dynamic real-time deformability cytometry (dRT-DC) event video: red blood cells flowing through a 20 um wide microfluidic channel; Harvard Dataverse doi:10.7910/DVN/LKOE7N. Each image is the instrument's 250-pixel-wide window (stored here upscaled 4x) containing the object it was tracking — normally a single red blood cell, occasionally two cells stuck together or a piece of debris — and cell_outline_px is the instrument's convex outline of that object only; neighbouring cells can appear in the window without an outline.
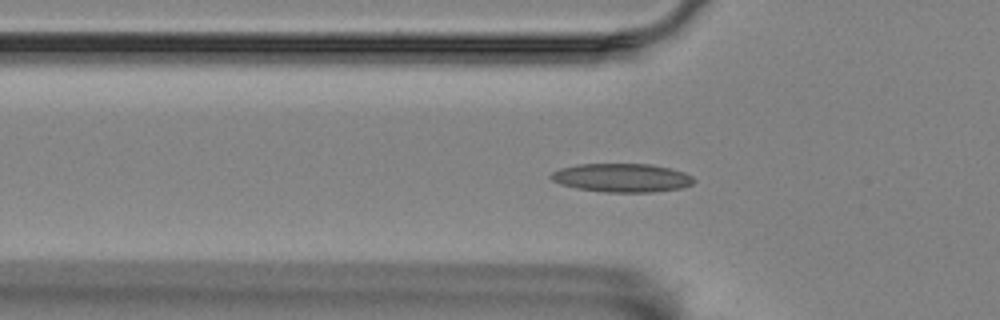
{"species": "Egyptian fruit bat (a non-hibernating species)", "species_latin": "Rousettus aegyptiacus", "temperature_condition": "room temperature", "stored_images_in_passage": 57, "camera_frame_rate_fps": 3000, "um_per_image_px": 0.085, "animal": {"sex": "female"}, "frame": {"image": 1, "passage_image": 18, "time_ms": 5.667, "image_size_px": [1000, 320], "cell_outline_px": [[696, 180], [692, 184], [684, 188], [652, 192], [604, 192], [576, 188], [560, 184], [552, 180], [548, 176], [552, 172], [560, 168], [580, 164], [652, 164], [684, 172], [692, 176]], "centroid_in_image_um": [52.86, 15.11], "position_along_channel_um": 72.9, "area_um2": 23.93}}
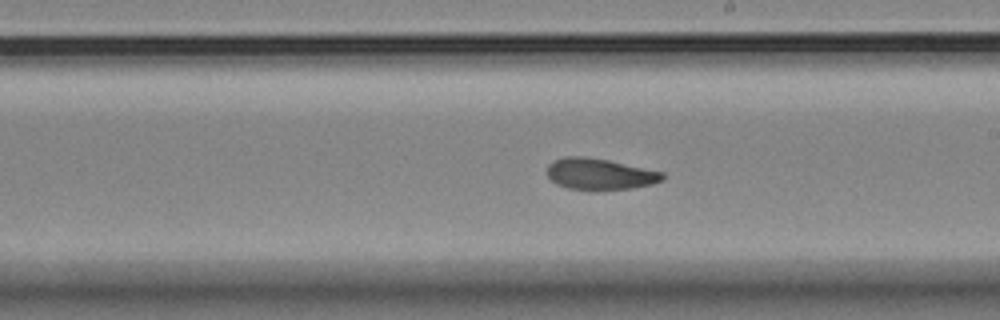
{"frame": {"image": 2, "passage_image": 32, "time_ms": 10.333, "image_size_px": [1000, 320], "cell_outline_px": [[664, 180], [652, 184], [632, 188], [568, 188], [556, 184], [548, 176], [548, 164], [552, 160], [564, 156], [584, 156], [608, 160], [664, 172]], "centroid_in_image_um": [50.98, 14.76], "position_along_channel_um": 238.0, "area_um2": 20.63}}
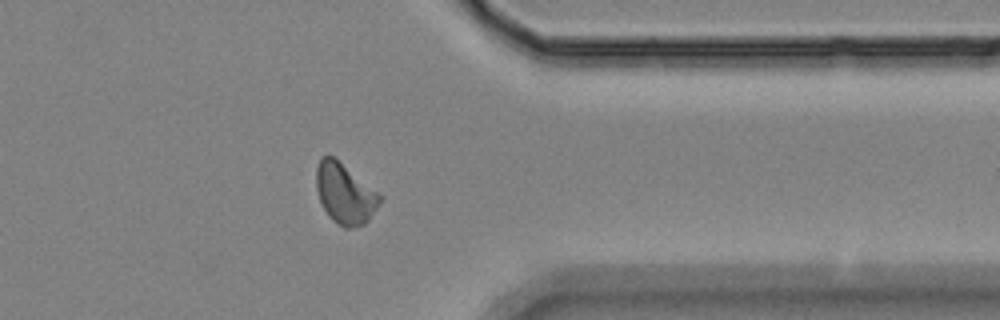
{"frame": {"image": 3, "passage_image": 45, "time_ms": 14.667, "image_size_px": [1000, 320], "cell_outline_px": [[380, 200], [376, 208], [368, 220], [364, 224], [348, 228], [344, 228], [332, 220], [328, 216], [320, 200], [316, 188], [316, 168], [320, 160], [324, 156], [332, 156], [376, 192], [380, 196]], "centroid_in_image_um": [29.26, 16.49], "position_along_channel_um": 382.1, "area_um2": 21.5}, "authors_computed_cell_mechanics": {"area_um2": 21.386, "velocity_mm_per_s": 3.5167, "shape_relaxation_time_tau1_ms": 5.2625, "shape_relaxation_time_tau2_ms": 3.6395, "deformation_change_tau1": 0.1411, "deformation_change_tau2": 0.1029}}